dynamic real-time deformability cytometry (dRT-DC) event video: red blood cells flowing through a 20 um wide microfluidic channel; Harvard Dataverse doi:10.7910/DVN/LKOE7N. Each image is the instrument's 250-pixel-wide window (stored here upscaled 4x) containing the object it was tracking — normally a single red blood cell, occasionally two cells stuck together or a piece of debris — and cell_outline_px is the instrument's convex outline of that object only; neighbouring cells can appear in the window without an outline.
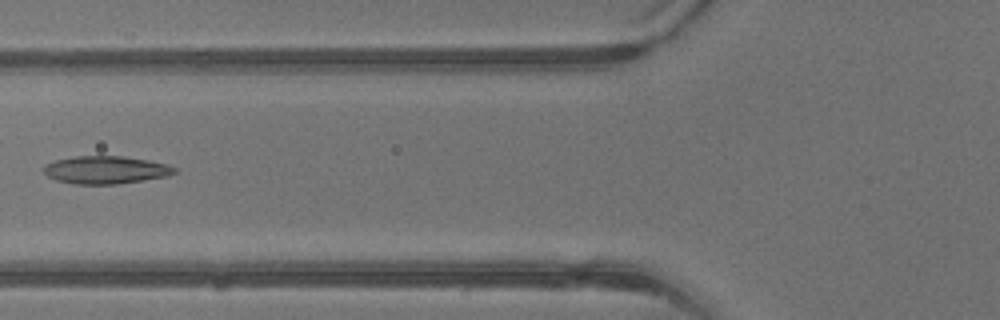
{"species": "common noctule bat (a hibernating species)", "species_latin": "Nyctalus noctula", "temperature_condition": "warm", "stored_images_in_passage": 41, "camera_frame_rate_fps": 3000, "um_per_image_px": 0.085, "animal": {"sex": "male", "body_mass_g": 13.3}, "frame": {"image": 1, "passage_image": 16, "time_ms": 5.0, "image_size_px": [1000, 320], "cell_outline_px": [[176, 172], [168, 176], [116, 184], [72, 184], [56, 180], [48, 176], [40, 168], [56, 160], [76, 156], [124, 156], [148, 160], [164, 164], [176, 168]], "centroid_in_image_um": [8.96, 14.44], "position_along_channel_um": 116.8, "area_um2": 21.04}}
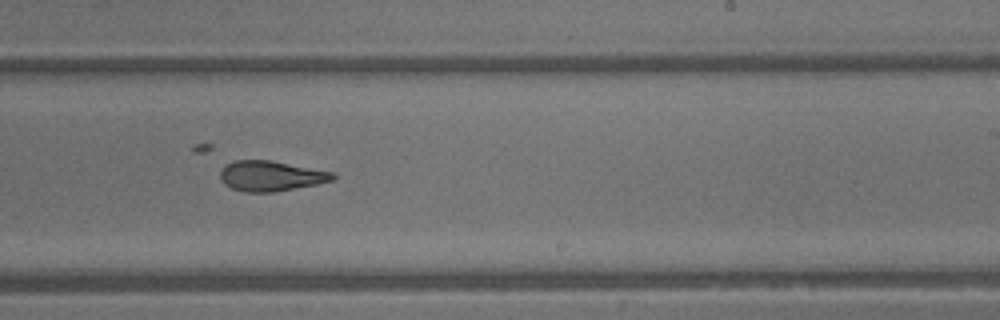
{"frame": {"image": 2, "passage_image": 25, "time_ms": 8.0, "image_size_px": [1000, 320], "cell_outline_px": [[336, 180], [316, 184], [272, 192], [244, 192], [232, 188], [224, 184], [220, 180], [220, 172], [228, 164], [236, 160], [268, 160], [336, 172]], "centroid_in_image_um": [23.06, 14.96], "position_along_channel_um": 265.9, "area_um2": 19.77}}
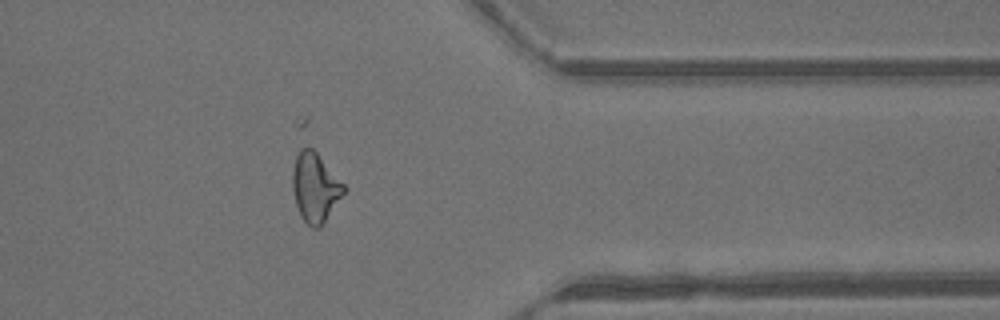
{"frame": {"image": 3, "passage_image": 33, "time_ms": 10.667, "image_size_px": [1000, 320], "cell_outline_px": [[348, 188], [324, 224], [320, 228], [312, 228], [300, 216], [296, 204], [292, 188], [292, 172], [296, 156], [300, 148], [312, 148], [316, 152]], "centroid_in_image_um": [26.8, 15.96], "position_along_channel_um": 384.6, "area_um2": 20.81}}